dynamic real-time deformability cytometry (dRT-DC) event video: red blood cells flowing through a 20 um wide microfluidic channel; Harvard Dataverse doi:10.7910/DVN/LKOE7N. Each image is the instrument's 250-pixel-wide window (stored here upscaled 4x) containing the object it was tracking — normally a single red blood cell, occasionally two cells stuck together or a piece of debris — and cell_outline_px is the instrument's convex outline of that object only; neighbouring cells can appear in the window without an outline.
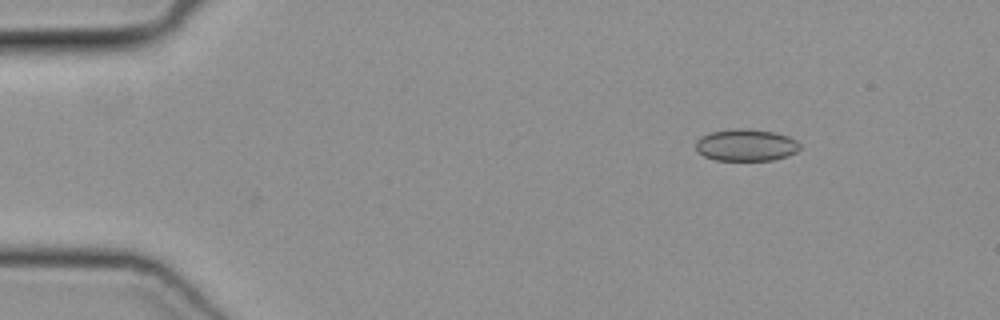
{"species": "common noctule bat (a hibernating species)", "species_latin": "Nyctalus noctula", "temperature_condition": "cold", "stored_images_in_passage": 3, "camera_frame_rate_fps": 3000, "um_per_image_px": 0.085, "animal": {"sex": "female", "body_mass_g": 19.3, "forearm_length_mm": 54.1}, "frame": {"image": 1, "passage_image": 3, "time_ms": 0.667, "image_size_px": [1000, 320], "cell_outline_px": [[800, 148], [796, 152], [788, 156], [772, 160], [716, 160], [704, 156], [696, 152], [696, 140], [700, 136], [712, 132], [736, 128], [748, 128], [772, 132], [788, 136], [796, 140], [800, 144]], "centroid_in_image_um": [63.4, 12.33], "position_along_channel_um": 21.6, "area_um2": 19.48}}